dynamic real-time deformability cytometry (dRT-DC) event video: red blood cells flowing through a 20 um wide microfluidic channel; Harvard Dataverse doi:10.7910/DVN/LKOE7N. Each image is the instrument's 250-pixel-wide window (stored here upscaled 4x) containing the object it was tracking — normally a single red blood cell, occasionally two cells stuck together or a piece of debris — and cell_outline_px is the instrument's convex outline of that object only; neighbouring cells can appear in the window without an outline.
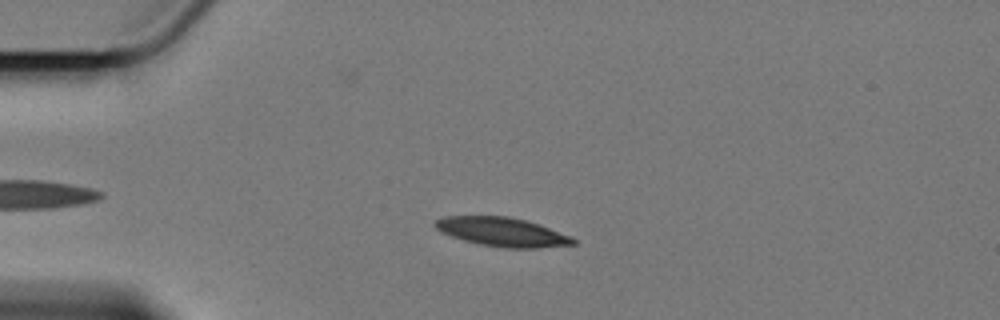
{"species": "Egyptian fruit bat (a non-hibernating species)", "species_latin": "Rousettus aegyptiacus", "temperature_condition": "cold", "stored_images_in_passage": 47, "camera_frame_rate_fps": 3000, "um_per_image_px": 0.085, "animal": {"sex": "female"}, "frame": {"image": 1, "passage_image": 11, "time_ms": 3.333, "image_size_px": [1000, 320], "cell_outline_px": [[576, 244], [540, 248], [504, 248], [480, 244], [464, 240], [440, 232], [432, 224], [436, 220], [444, 216], [508, 216], [524, 220], [572, 236], [576, 240]], "centroid_in_image_um": [42.67, 19.72], "position_along_channel_um": 42.3, "area_um2": 23.18}}
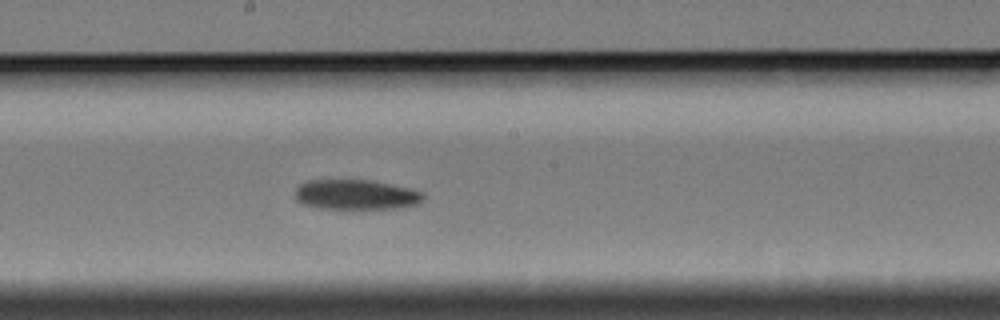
{"frame": {"image": 2, "passage_image": 29, "time_ms": 9.333, "image_size_px": [1000, 320], "cell_outline_px": [[424, 200], [420, 204], [400, 208], [348, 212], [320, 208], [300, 204], [296, 200], [296, 188], [300, 184], [308, 180], [368, 180], [412, 188], [424, 192]], "centroid_in_image_um": [30.29, 16.61], "position_along_channel_um": 217.9, "area_um2": 23.7}}
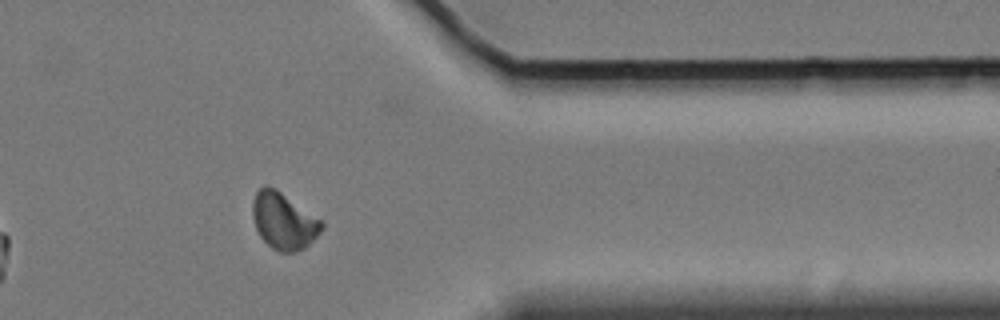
{"frame": {"image": 3, "passage_image": 45, "time_ms": 14.667, "image_size_px": [1000, 320], "cell_outline_px": [[324, 228], [304, 248], [292, 252], [280, 252], [272, 248], [260, 236], [256, 228], [252, 216], [252, 200], [256, 192], [264, 184], [276, 188], [324, 220]], "centroid_in_image_um": [24.12, 18.74], "position_along_channel_um": 387.3, "area_um2": 23.06}, "authors_computed_cell_mechanics": {"area_um2": 23.4668, "velocity_mm_per_s": 3.3894, "shape_relaxation_time_tau1_ms": 4.6493, "shape_relaxation_time_tau2_ms": null, "deformation_change_tau1": 0.0983, "deformation_change_tau2": null}}